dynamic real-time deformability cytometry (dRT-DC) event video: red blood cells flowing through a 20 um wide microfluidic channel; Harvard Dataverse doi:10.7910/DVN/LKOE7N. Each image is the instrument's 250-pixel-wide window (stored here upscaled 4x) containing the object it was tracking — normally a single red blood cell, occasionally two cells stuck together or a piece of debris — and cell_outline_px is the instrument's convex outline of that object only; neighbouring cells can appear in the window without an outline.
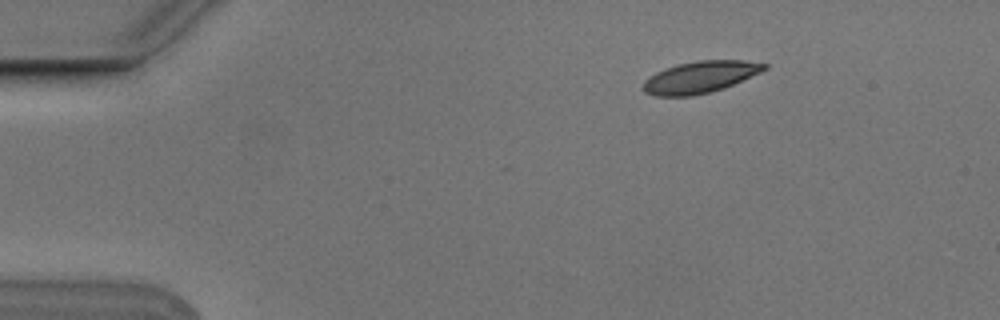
{"species": "Egyptian fruit bat (a non-hibernating species)", "species_latin": "Rousettus aegyptiacus", "temperature_condition": "cold", "stored_images_in_passage": 4, "camera_frame_rate_fps": 3000, "um_per_image_px": 0.085, "animal": {"sex": "male"}, "frame": {"image": 1, "passage_image": 1, "time_ms": 0.0, "image_size_px": [1000, 320], "cell_outline_px": [[768, 68], [760, 72], [724, 88], [692, 96], [656, 96], [644, 92], [644, 80], [648, 76], [664, 68], [676, 64], [696, 60], [744, 60], [768, 64]], "centroid_in_image_um": [59.49, 6.54], "position_along_channel_um": 25.5, "area_um2": 22.43}}